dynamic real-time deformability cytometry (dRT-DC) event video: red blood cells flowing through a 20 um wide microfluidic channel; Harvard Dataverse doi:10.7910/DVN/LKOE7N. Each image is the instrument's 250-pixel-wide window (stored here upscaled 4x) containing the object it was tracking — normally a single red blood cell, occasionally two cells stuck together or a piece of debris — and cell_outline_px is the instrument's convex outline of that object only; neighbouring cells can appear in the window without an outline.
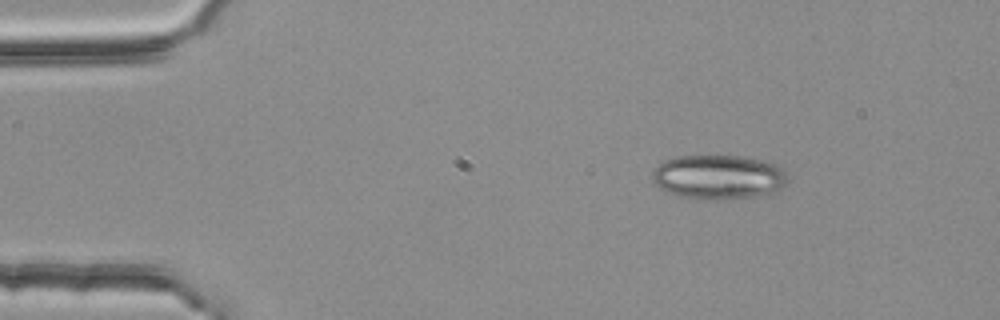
{"species": "common noctule bat (a hibernating species)", "species_latin": "Nyctalus noctula", "temperature_condition": "room temperature", "stored_images_in_passage": 54, "camera_frame_rate_fps": 3000, "um_per_image_px": 0.085, "animal": {"sex": "female", "body_mass_g": 25.1}, "frame": {"image": 1, "passage_image": 8, "time_ms": 2.333, "image_size_px": [1000, 320], "cell_outline_px": [[788, 184], [780, 188], [768, 192], [752, 196], [728, 200], [716, 200], [684, 196], [660, 188], [652, 180], [652, 172], [664, 160], [676, 156], [740, 156], [764, 160], [776, 164], [784, 168], [788, 180]], "centroid_in_image_um": [61.1, 15.03], "position_along_channel_um": 23.9, "area_um2": 34.74}}
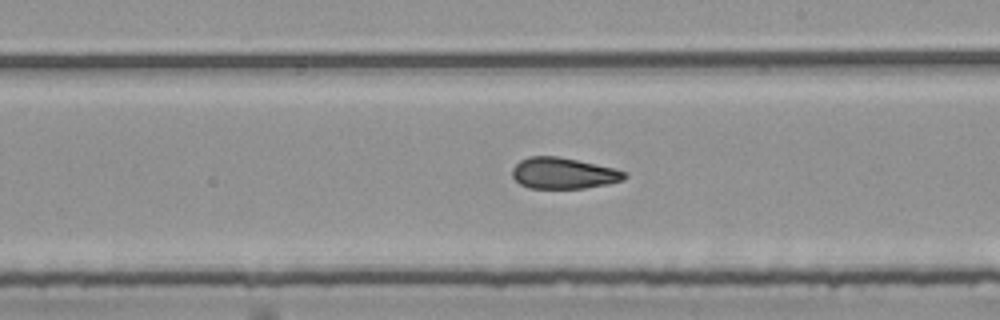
{"frame": {"image": 2, "passage_image": 31, "time_ms": 10.0, "image_size_px": [1000, 320], "cell_outline_px": [[628, 176], [624, 180], [608, 184], [584, 188], [528, 188], [520, 184], [512, 176], [512, 168], [520, 160], [528, 156], [556, 156], [576, 160], [612, 168], [624, 172]], "centroid_in_image_um": [47.86, 14.73], "position_along_channel_um": 241.1, "area_um2": 20.23}}
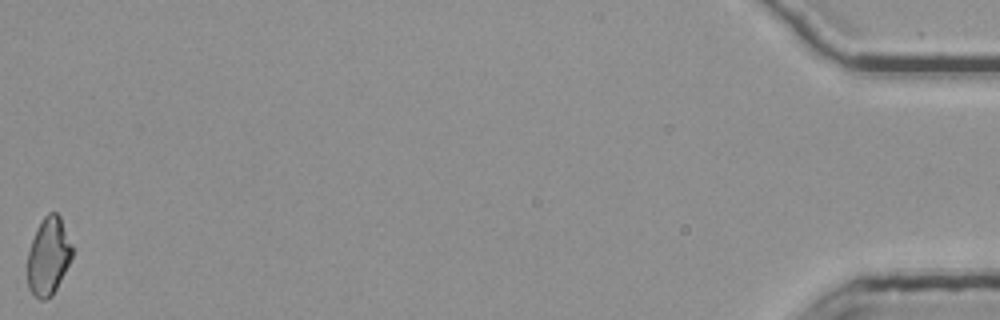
{"frame": {"image": 3, "passage_image": 54, "time_ms": 17.667, "image_size_px": [1000, 320], "cell_outline_px": [[72, 256], [52, 296], [44, 300], [40, 300], [28, 288], [28, 252], [32, 240], [44, 216], [48, 212], [56, 212], [60, 216], [72, 244]], "centroid_in_image_um": [4.12, 21.78], "position_along_channel_um": 431.1, "area_um2": 19.83}, "authors_computed_cell_mechanics": {"area_um2": 21.0392, "velocity_mm_per_s": 3.8053, "shape_relaxation_time_tau1_ms": null, "shape_relaxation_time_tau2_ms": 2.6544, "deformation_change_tau1": null, "deformation_change_tau2": 0.1037}}